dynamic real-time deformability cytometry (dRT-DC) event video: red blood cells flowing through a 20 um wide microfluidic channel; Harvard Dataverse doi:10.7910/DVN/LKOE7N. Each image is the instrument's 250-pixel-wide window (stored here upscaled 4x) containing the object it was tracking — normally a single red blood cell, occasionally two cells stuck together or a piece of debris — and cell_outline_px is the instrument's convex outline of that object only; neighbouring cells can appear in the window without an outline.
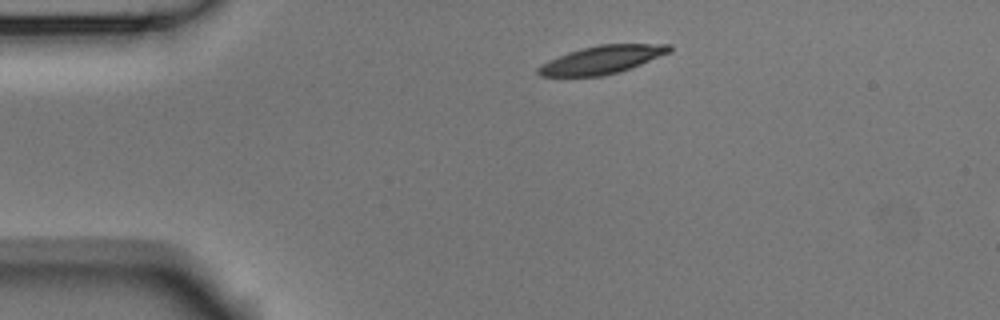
{"species": "Egyptian fruit bat (a non-hibernating species)", "species_latin": "Rousettus aegyptiacus", "temperature_condition": "room temperature", "stored_images_in_passage": 3, "camera_frame_rate_fps": 3000, "um_per_image_px": 0.085, "animal": {"sex": "male"}, "frame": {"image": 1, "passage_image": 1, "time_ms": 0.0, "image_size_px": [1000, 320], "cell_outline_px": [[672, 48], [668, 52], [640, 64], [604, 76], [540, 76], [536, 72], [536, 68], [548, 60], [568, 52], [580, 48], [600, 44], [672, 44]], "centroid_in_image_um": [51.1, 5.07], "position_along_channel_um": 33.9, "area_um2": 21.15}}